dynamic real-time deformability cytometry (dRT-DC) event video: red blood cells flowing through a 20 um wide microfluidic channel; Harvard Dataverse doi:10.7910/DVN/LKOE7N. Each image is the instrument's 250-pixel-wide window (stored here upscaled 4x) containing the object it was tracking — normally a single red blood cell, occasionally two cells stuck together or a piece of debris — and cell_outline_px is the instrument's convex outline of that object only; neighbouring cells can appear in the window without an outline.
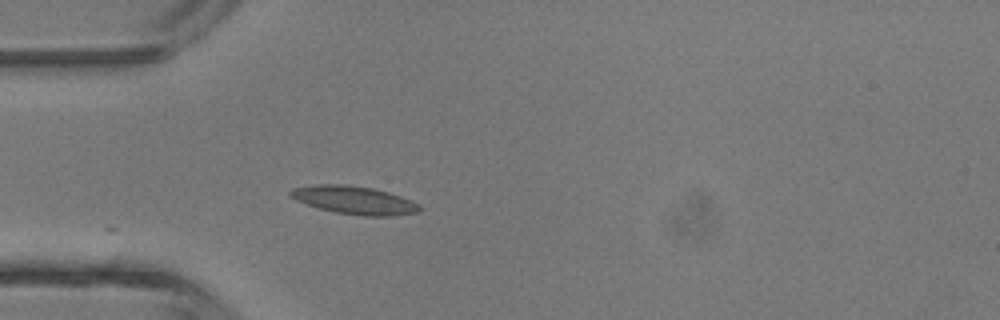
{"species": "common noctule bat (a hibernating species)", "species_latin": "Nyctalus noctula", "temperature_condition": "room temperature", "stored_images_in_passage": 5, "camera_frame_rate_fps": 3000, "um_per_image_px": 0.085, "animal": {"sex": "male", "body_mass_g": 13.3}, "frame": {"image": 1, "passage_image": 1, "time_ms": 0.0, "image_size_px": [1000, 320], "cell_outline_px": [[424, 208], [420, 212], [392, 216], [364, 216], [336, 212], [320, 208], [296, 200], [288, 196], [288, 192], [292, 188], [316, 184], [348, 184], [372, 188], [388, 192], [412, 200], [420, 204]], "centroid_in_image_um": [30.15, 17.01], "position_along_channel_um": 54.9, "area_um2": 21.33}}
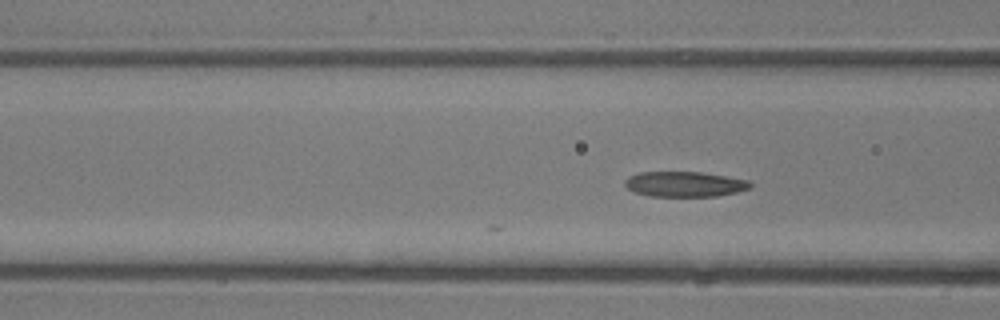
{"frame": {"image": 2, "passage_image": 5, "time_ms": 1.333, "image_size_px": [1000, 320], "cell_outline_px": [[752, 188], [720, 196], [648, 196], [636, 192], [628, 188], [624, 184], [624, 180], [628, 176], [640, 172], [704, 172], [748, 180], [752, 184]], "centroid_in_image_um": [58.21, 15.65], "position_along_channel_um": 108.4, "area_um2": 18.55}}